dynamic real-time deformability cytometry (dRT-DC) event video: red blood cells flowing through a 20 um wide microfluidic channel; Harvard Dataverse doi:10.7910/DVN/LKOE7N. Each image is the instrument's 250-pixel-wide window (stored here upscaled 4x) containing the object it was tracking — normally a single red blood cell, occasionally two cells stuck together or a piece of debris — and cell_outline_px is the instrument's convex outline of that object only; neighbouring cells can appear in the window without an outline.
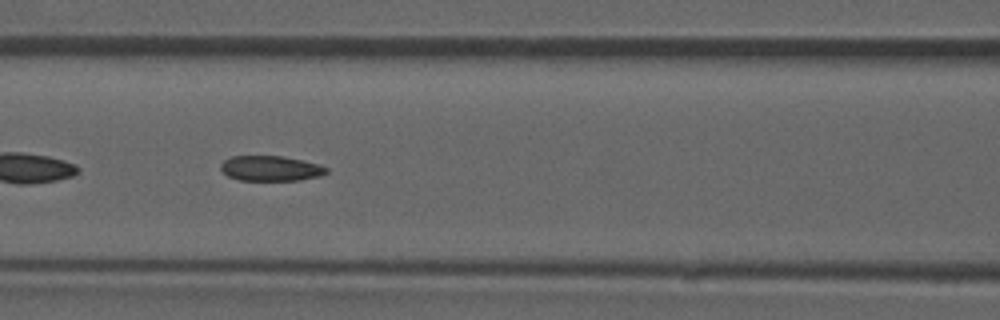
{"species": "common noctule bat (a hibernating species)", "species_latin": "Nyctalus noctula", "temperature_condition": "room temperature", "stored_images_in_passage": 35, "camera_frame_rate_fps": 3000, "um_per_image_px": 0.085, "animal": {"sex": "male", "forearm_length_mm": 52.5}, "frame": {"image": 1, "passage_image": 6, "time_ms": 1.667, "image_size_px": [1000, 320], "cell_outline_px": [[328, 172], [320, 176], [300, 180], [240, 180], [228, 176], [220, 168], [220, 164], [224, 160], [232, 156], [284, 156], [316, 164], [328, 168]], "centroid_in_image_um": [22.99, 14.31], "position_along_channel_um": 143.6, "area_um2": 15.37}}